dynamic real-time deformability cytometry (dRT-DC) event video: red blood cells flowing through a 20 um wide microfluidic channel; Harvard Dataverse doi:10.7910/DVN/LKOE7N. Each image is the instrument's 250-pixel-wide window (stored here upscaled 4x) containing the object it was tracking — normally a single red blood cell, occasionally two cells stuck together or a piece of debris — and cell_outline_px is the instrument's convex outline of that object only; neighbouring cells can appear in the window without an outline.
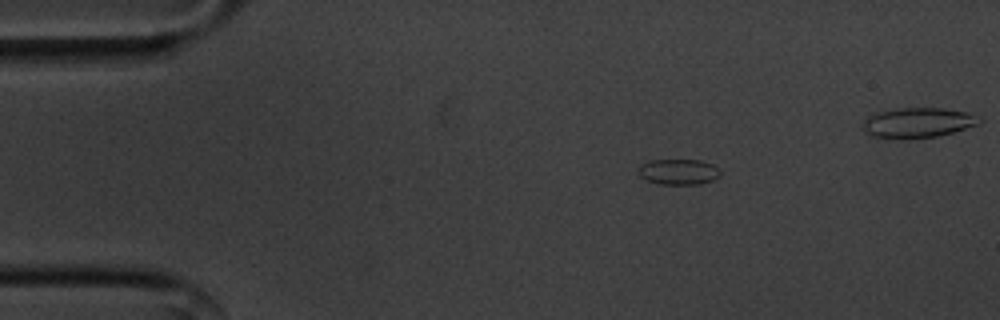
{"species": "common noctule bat (a hibernating species)", "species_latin": "Nyctalus noctula", "temperature_condition": "cold", "stored_images_in_passage": 43, "segment_of_instrument_passage": [1, 2], "camera_frame_rate_fps": 3000, "um_per_image_px": 0.085, "animal": {"sex": "male", "body_mass_g": 20.1, "forearm_length_mm": 53.5}, "frame": {"image": 1, "passage_image": 2, "time_ms": 0.333, "image_size_px": [1000, 320], "cell_outline_px": [[720, 176], [712, 180], [700, 184], [660, 184], [644, 180], [640, 176], [640, 164], [652, 160], [700, 160], [712, 164], [720, 172]], "centroid_in_image_um": [57.66, 14.61], "position_along_channel_um": 27.3, "area_um2": 12.14}}
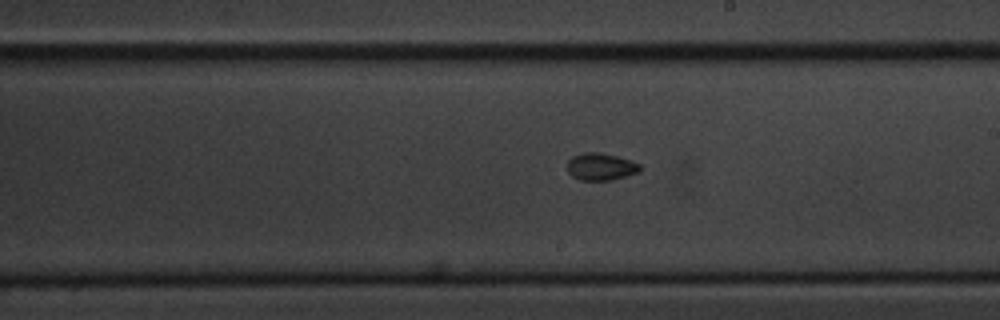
{"frame": {"image": 2, "passage_image": 24, "time_ms": 7.667, "image_size_px": [1000, 320], "cell_outline_px": [[640, 172], [612, 180], [580, 180], [572, 176], [568, 172], [568, 160], [572, 156], [584, 152], [600, 152], [632, 160], [640, 164]], "centroid_in_image_um": [51.08, 14.16], "position_along_channel_um": 237.9, "area_um2": 11.62}}
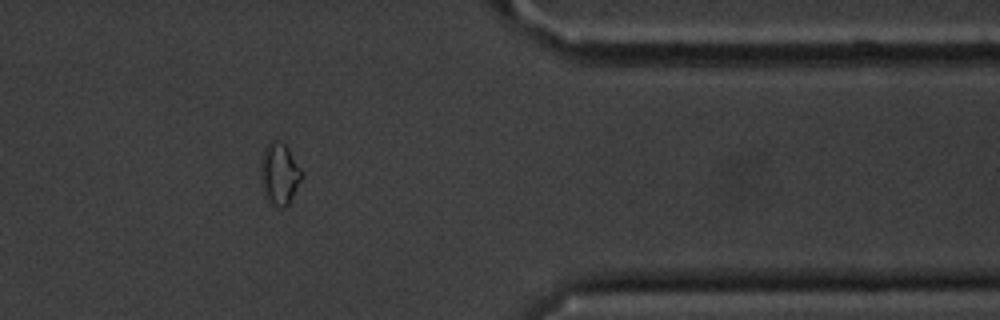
{"frame": {"image": 3, "passage_image": 38, "time_ms": 12.333, "image_size_px": [1000, 320], "cell_outline_px": [[304, 176], [288, 204], [284, 208], [276, 208], [268, 204], [264, 196], [260, 184], [260, 160], [264, 148], [276, 136], [288, 148], [304, 172]], "centroid_in_image_um": [23.73, 14.79], "position_along_channel_um": 387.7, "area_um2": 15.55}}